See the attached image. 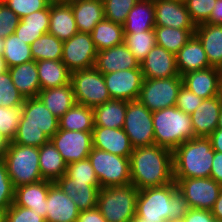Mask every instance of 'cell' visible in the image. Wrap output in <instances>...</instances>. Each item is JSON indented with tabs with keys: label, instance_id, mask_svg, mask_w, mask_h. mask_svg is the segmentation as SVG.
<instances>
[{
	"label": "cell",
	"instance_id": "7a4b0ae2",
	"mask_svg": "<svg viewBox=\"0 0 222 222\" xmlns=\"http://www.w3.org/2000/svg\"><path fill=\"white\" fill-rule=\"evenodd\" d=\"M188 200L176 182L161 187L139 190L136 216L149 222L183 220L190 210Z\"/></svg>",
	"mask_w": 222,
	"mask_h": 222
},
{
	"label": "cell",
	"instance_id": "2644e50d",
	"mask_svg": "<svg viewBox=\"0 0 222 222\" xmlns=\"http://www.w3.org/2000/svg\"><path fill=\"white\" fill-rule=\"evenodd\" d=\"M172 1H177V2H182V3L186 2V0H172Z\"/></svg>",
	"mask_w": 222,
	"mask_h": 222
},
{
	"label": "cell",
	"instance_id": "be15d7a7",
	"mask_svg": "<svg viewBox=\"0 0 222 222\" xmlns=\"http://www.w3.org/2000/svg\"><path fill=\"white\" fill-rule=\"evenodd\" d=\"M7 209L0 208V222H6Z\"/></svg>",
	"mask_w": 222,
	"mask_h": 222
},
{
	"label": "cell",
	"instance_id": "d6a6232c",
	"mask_svg": "<svg viewBox=\"0 0 222 222\" xmlns=\"http://www.w3.org/2000/svg\"><path fill=\"white\" fill-rule=\"evenodd\" d=\"M38 97L58 119L76 103L71 83L40 90Z\"/></svg>",
	"mask_w": 222,
	"mask_h": 222
},
{
	"label": "cell",
	"instance_id": "d590c367",
	"mask_svg": "<svg viewBox=\"0 0 222 222\" xmlns=\"http://www.w3.org/2000/svg\"><path fill=\"white\" fill-rule=\"evenodd\" d=\"M59 129L92 132L94 128L93 108L75 103L59 118Z\"/></svg>",
	"mask_w": 222,
	"mask_h": 222
},
{
	"label": "cell",
	"instance_id": "9a60e30c",
	"mask_svg": "<svg viewBox=\"0 0 222 222\" xmlns=\"http://www.w3.org/2000/svg\"><path fill=\"white\" fill-rule=\"evenodd\" d=\"M59 119L44 105L39 97L26 98L18 126L40 128L49 138L59 130Z\"/></svg>",
	"mask_w": 222,
	"mask_h": 222
},
{
	"label": "cell",
	"instance_id": "ffe728a7",
	"mask_svg": "<svg viewBox=\"0 0 222 222\" xmlns=\"http://www.w3.org/2000/svg\"><path fill=\"white\" fill-rule=\"evenodd\" d=\"M94 67L102 74L141 68L140 62L124 43L98 51Z\"/></svg>",
	"mask_w": 222,
	"mask_h": 222
},
{
	"label": "cell",
	"instance_id": "94428289",
	"mask_svg": "<svg viewBox=\"0 0 222 222\" xmlns=\"http://www.w3.org/2000/svg\"><path fill=\"white\" fill-rule=\"evenodd\" d=\"M10 140L4 136L0 131V159L3 158L5 152L8 149Z\"/></svg>",
	"mask_w": 222,
	"mask_h": 222
},
{
	"label": "cell",
	"instance_id": "e0dca14e",
	"mask_svg": "<svg viewBox=\"0 0 222 222\" xmlns=\"http://www.w3.org/2000/svg\"><path fill=\"white\" fill-rule=\"evenodd\" d=\"M46 222H76L80 211L76 203L53 182L47 194Z\"/></svg>",
	"mask_w": 222,
	"mask_h": 222
},
{
	"label": "cell",
	"instance_id": "6125c7cd",
	"mask_svg": "<svg viewBox=\"0 0 222 222\" xmlns=\"http://www.w3.org/2000/svg\"><path fill=\"white\" fill-rule=\"evenodd\" d=\"M8 70L6 62L4 61L3 57H0V73H3Z\"/></svg>",
	"mask_w": 222,
	"mask_h": 222
},
{
	"label": "cell",
	"instance_id": "836d02e7",
	"mask_svg": "<svg viewBox=\"0 0 222 222\" xmlns=\"http://www.w3.org/2000/svg\"><path fill=\"white\" fill-rule=\"evenodd\" d=\"M39 168L42 178L52 182L66 173L67 164L50 140L39 147Z\"/></svg>",
	"mask_w": 222,
	"mask_h": 222
},
{
	"label": "cell",
	"instance_id": "7c38bea8",
	"mask_svg": "<svg viewBox=\"0 0 222 222\" xmlns=\"http://www.w3.org/2000/svg\"><path fill=\"white\" fill-rule=\"evenodd\" d=\"M97 53L91 34L77 32L69 40L63 41L61 61L72 73L77 70L93 68Z\"/></svg>",
	"mask_w": 222,
	"mask_h": 222
},
{
	"label": "cell",
	"instance_id": "ab89813d",
	"mask_svg": "<svg viewBox=\"0 0 222 222\" xmlns=\"http://www.w3.org/2000/svg\"><path fill=\"white\" fill-rule=\"evenodd\" d=\"M31 55L34 61L61 60L63 55V41L50 33L37 38L31 45Z\"/></svg>",
	"mask_w": 222,
	"mask_h": 222
},
{
	"label": "cell",
	"instance_id": "ee69618b",
	"mask_svg": "<svg viewBox=\"0 0 222 222\" xmlns=\"http://www.w3.org/2000/svg\"><path fill=\"white\" fill-rule=\"evenodd\" d=\"M22 116V105L11 108L0 106V131L10 141L16 135Z\"/></svg>",
	"mask_w": 222,
	"mask_h": 222
},
{
	"label": "cell",
	"instance_id": "753ad0ef",
	"mask_svg": "<svg viewBox=\"0 0 222 222\" xmlns=\"http://www.w3.org/2000/svg\"><path fill=\"white\" fill-rule=\"evenodd\" d=\"M214 222H222V220H216V219H215Z\"/></svg>",
	"mask_w": 222,
	"mask_h": 222
},
{
	"label": "cell",
	"instance_id": "003e7915",
	"mask_svg": "<svg viewBox=\"0 0 222 222\" xmlns=\"http://www.w3.org/2000/svg\"><path fill=\"white\" fill-rule=\"evenodd\" d=\"M129 222H149V221H145L142 218L135 215Z\"/></svg>",
	"mask_w": 222,
	"mask_h": 222
},
{
	"label": "cell",
	"instance_id": "b9f144b4",
	"mask_svg": "<svg viewBox=\"0 0 222 222\" xmlns=\"http://www.w3.org/2000/svg\"><path fill=\"white\" fill-rule=\"evenodd\" d=\"M24 100L13 84L9 70L0 73V106L11 108L23 105Z\"/></svg>",
	"mask_w": 222,
	"mask_h": 222
},
{
	"label": "cell",
	"instance_id": "1f68e13d",
	"mask_svg": "<svg viewBox=\"0 0 222 222\" xmlns=\"http://www.w3.org/2000/svg\"><path fill=\"white\" fill-rule=\"evenodd\" d=\"M36 63L41 90L70 83L71 72L61 60H40Z\"/></svg>",
	"mask_w": 222,
	"mask_h": 222
},
{
	"label": "cell",
	"instance_id": "680465c9",
	"mask_svg": "<svg viewBox=\"0 0 222 222\" xmlns=\"http://www.w3.org/2000/svg\"><path fill=\"white\" fill-rule=\"evenodd\" d=\"M212 149L216 152H222V129H216L209 137Z\"/></svg>",
	"mask_w": 222,
	"mask_h": 222
},
{
	"label": "cell",
	"instance_id": "cb8c5ba5",
	"mask_svg": "<svg viewBox=\"0 0 222 222\" xmlns=\"http://www.w3.org/2000/svg\"><path fill=\"white\" fill-rule=\"evenodd\" d=\"M52 181L42 180L33 184L20 185L15 188L14 204L32 209L46 218L47 194Z\"/></svg>",
	"mask_w": 222,
	"mask_h": 222
},
{
	"label": "cell",
	"instance_id": "4fadbf2b",
	"mask_svg": "<svg viewBox=\"0 0 222 222\" xmlns=\"http://www.w3.org/2000/svg\"><path fill=\"white\" fill-rule=\"evenodd\" d=\"M50 141L67 165L88 158L93 147L92 132L59 129Z\"/></svg>",
	"mask_w": 222,
	"mask_h": 222
},
{
	"label": "cell",
	"instance_id": "89a4df30",
	"mask_svg": "<svg viewBox=\"0 0 222 222\" xmlns=\"http://www.w3.org/2000/svg\"><path fill=\"white\" fill-rule=\"evenodd\" d=\"M219 98L222 103V77H221L220 84H219Z\"/></svg>",
	"mask_w": 222,
	"mask_h": 222
},
{
	"label": "cell",
	"instance_id": "f1b7e54d",
	"mask_svg": "<svg viewBox=\"0 0 222 222\" xmlns=\"http://www.w3.org/2000/svg\"><path fill=\"white\" fill-rule=\"evenodd\" d=\"M8 70L14 86L24 99L38 97L41 87L36 61L32 60Z\"/></svg>",
	"mask_w": 222,
	"mask_h": 222
},
{
	"label": "cell",
	"instance_id": "11a10c76",
	"mask_svg": "<svg viewBox=\"0 0 222 222\" xmlns=\"http://www.w3.org/2000/svg\"><path fill=\"white\" fill-rule=\"evenodd\" d=\"M210 178L222 185V152L214 151Z\"/></svg>",
	"mask_w": 222,
	"mask_h": 222
},
{
	"label": "cell",
	"instance_id": "816d5d0a",
	"mask_svg": "<svg viewBox=\"0 0 222 222\" xmlns=\"http://www.w3.org/2000/svg\"><path fill=\"white\" fill-rule=\"evenodd\" d=\"M20 17L9 9L4 2H0V38L5 39L15 32Z\"/></svg>",
	"mask_w": 222,
	"mask_h": 222
},
{
	"label": "cell",
	"instance_id": "484cf974",
	"mask_svg": "<svg viewBox=\"0 0 222 222\" xmlns=\"http://www.w3.org/2000/svg\"><path fill=\"white\" fill-rule=\"evenodd\" d=\"M78 32L70 4L50 3V21L48 33L61 41L69 40Z\"/></svg>",
	"mask_w": 222,
	"mask_h": 222
},
{
	"label": "cell",
	"instance_id": "30bf717a",
	"mask_svg": "<svg viewBox=\"0 0 222 222\" xmlns=\"http://www.w3.org/2000/svg\"><path fill=\"white\" fill-rule=\"evenodd\" d=\"M123 129L133 148L155 144L152 112L139 100L127 101Z\"/></svg>",
	"mask_w": 222,
	"mask_h": 222
},
{
	"label": "cell",
	"instance_id": "5b68a950",
	"mask_svg": "<svg viewBox=\"0 0 222 222\" xmlns=\"http://www.w3.org/2000/svg\"><path fill=\"white\" fill-rule=\"evenodd\" d=\"M14 188L44 180L39 168V148L9 142L3 158Z\"/></svg>",
	"mask_w": 222,
	"mask_h": 222
},
{
	"label": "cell",
	"instance_id": "8fae6325",
	"mask_svg": "<svg viewBox=\"0 0 222 222\" xmlns=\"http://www.w3.org/2000/svg\"><path fill=\"white\" fill-rule=\"evenodd\" d=\"M174 181L193 209L211 211L222 189V185L210 177L174 178Z\"/></svg>",
	"mask_w": 222,
	"mask_h": 222
},
{
	"label": "cell",
	"instance_id": "74e56055",
	"mask_svg": "<svg viewBox=\"0 0 222 222\" xmlns=\"http://www.w3.org/2000/svg\"><path fill=\"white\" fill-rule=\"evenodd\" d=\"M195 30L155 26L156 45L176 54L194 35Z\"/></svg>",
	"mask_w": 222,
	"mask_h": 222
},
{
	"label": "cell",
	"instance_id": "4dcf8cb0",
	"mask_svg": "<svg viewBox=\"0 0 222 222\" xmlns=\"http://www.w3.org/2000/svg\"><path fill=\"white\" fill-rule=\"evenodd\" d=\"M155 9L153 0H139L127 15L124 33L154 30Z\"/></svg>",
	"mask_w": 222,
	"mask_h": 222
},
{
	"label": "cell",
	"instance_id": "e7e4bbea",
	"mask_svg": "<svg viewBox=\"0 0 222 222\" xmlns=\"http://www.w3.org/2000/svg\"><path fill=\"white\" fill-rule=\"evenodd\" d=\"M217 129H222V107H221V110H220V113H219Z\"/></svg>",
	"mask_w": 222,
	"mask_h": 222
},
{
	"label": "cell",
	"instance_id": "44dd1931",
	"mask_svg": "<svg viewBox=\"0 0 222 222\" xmlns=\"http://www.w3.org/2000/svg\"><path fill=\"white\" fill-rule=\"evenodd\" d=\"M222 73L219 68L209 67L182 75L183 86L202 99L219 95Z\"/></svg>",
	"mask_w": 222,
	"mask_h": 222
},
{
	"label": "cell",
	"instance_id": "5bb4252c",
	"mask_svg": "<svg viewBox=\"0 0 222 222\" xmlns=\"http://www.w3.org/2000/svg\"><path fill=\"white\" fill-rule=\"evenodd\" d=\"M103 76L111 99L138 100L144 79L141 68L115 71Z\"/></svg>",
	"mask_w": 222,
	"mask_h": 222
},
{
	"label": "cell",
	"instance_id": "60d3db41",
	"mask_svg": "<svg viewBox=\"0 0 222 222\" xmlns=\"http://www.w3.org/2000/svg\"><path fill=\"white\" fill-rule=\"evenodd\" d=\"M124 44L141 63L156 45L154 30L124 33Z\"/></svg>",
	"mask_w": 222,
	"mask_h": 222
},
{
	"label": "cell",
	"instance_id": "7bdbcfd3",
	"mask_svg": "<svg viewBox=\"0 0 222 222\" xmlns=\"http://www.w3.org/2000/svg\"><path fill=\"white\" fill-rule=\"evenodd\" d=\"M139 0H103L105 18L123 25L127 15Z\"/></svg>",
	"mask_w": 222,
	"mask_h": 222
},
{
	"label": "cell",
	"instance_id": "db71d44e",
	"mask_svg": "<svg viewBox=\"0 0 222 222\" xmlns=\"http://www.w3.org/2000/svg\"><path fill=\"white\" fill-rule=\"evenodd\" d=\"M215 218L209 210L191 208L184 216V222H214Z\"/></svg>",
	"mask_w": 222,
	"mask_h": 222
},
{
	"label": "cell",
	"instance_id": "ba28073f",
	"mask_svg": "<svg viewBox=\"0 0 222 222\" xmlns=\"http://www.w3.org/2000/svg\"><path fill=\"white\" fill-rule=\"evenodd\" d=\"M75 102L90 108L111 100L104 76L95 67L71 73Z\"/></svg>",
	"mask_w": 222,
	"mask_h": 222
},
{
	"label": "cell",
	"instance_id": "52a82bcc",
	"mask_svg": "<svg viewBox=\"0 0 222 222\" xmlns=\"http://www.w3.org/2000/svg\"><path fill=\"white\" fill-rule=\"evenodd\" d=\"M88 159L96 173L100 188L131 184L130 162L128 157H122L92 147Z\"/></svg>",
	"mask_w": 222,
	"mask_h": 222
},
{
	"label": "cell",
	"instance_id": "2e32d148",
	"mask_svg": "<svg viewBox=\"0 0 222 222\" xmlns=\"http://www.w3.org/2000/svg\"><path fill=\"white\" fill-rule=\"evenodd\" d=\"M144 79H158L178 76L175 54L155 45L140 63Z\"/></svg>",
	"mask_w": 222,
	"mask_h": 222
},
{
	"label": "cell",
	"instance_id": "f5cc1de1",
	"mask_svg": "<svg viewBox=\"0 0 222 222\" xmlns=\"http://www.w3.org/2000/svg\"><path fill=\"white\" fill-rule=\"evenodd\" d=\"M203 99L182 85L179 90L176 107L186 114H191L200 106Z\"/></svg>",
	"mask_w": 222,
	"mask_h": 222
},
{
	"label": "cell",
	"instance_id": "9f6ffc18",
	"mask_svg": "<svg viewBox=\"0 0 222 222\" xmlns=\"http://www.w3.org/2000/svg\"><path fill=\"white\" fill-rule=\"evenodd\" d=\"M76 222H107L101 212L97 209L82 211Z\"/></svg>",
	"mask_w": 222,
	"mask_h": 222
},
{
	"label": "cell",
	"instance_id": "6f0895ef",
	"mask_svg": "<svg viewBox=\"0 0 222 222\" xmlns=\"http://www.w3.org/2000/svg\"><path fill=\"white\" fill-rule=\"evenodd\" d=\"M206 23L222 25V0L216 1L214 8L211 11L210 17Z\"/></svg>",
	"mask_w": 222,
	"mask_h": 222
},
{
	"label": "cell",
	"instance_id": "4316f807",
	"mask_svg": "<svg viewBox=\"0 0 222 222\" xmlns=\"http://www.w3.org/2000/svg\"><path fill=\"white\" fill-rule=\"evenodd\" d=\"M69 4L78 32L91 33L94 27L105 18L103 0H75Z\"/></svg>",
	"mask_w": 222,
	"mask_h": 222
},
{
	"label": "cell",
	"instance_id": "f35d334b",
	"mask_svg": "<svg viewBox=\"0 0 222 222\" xmlns=\"http://www.w3.org/2000/svg\"><path fill=\"white\" fill-rule=\"evenodd\" d=\"M2 57L8 68L33 60L30 45L13 33L4 39Z\"/></svg>",
	"mask_w": 222,
	"mask_h": 222
},
{
	"label": "cell",
	"instance_id": "f6af8a7d",
	"mask_svg": "<svg viewBox=\"0 0 222 222\" xmlns=\"http://www.w3.org/2000/svg\"><path fill=\"white\" fill-rule=\"evenodd\" d=\"M65 175L76 181L87 182L89 185H100L88 158L68 164Z\"/></svg>",
	"mask_w": 222,
	"mask_h": 222
},
{
	"label": "cell",
	"instance_id": "7402d4cb",
	"mask_svg": "<svg viewBox=\"0 0 222 222\" xmlns=\"http://www.w3.org/2000/svg\"><path fill=\"white\" fill-rule=\"evenodd\" d=\"M55 183L76 203L80 212L96 208L100 185L76 181L65 174Z\"/></svg>",
	"mask_w": 222,
	"mask_h": 222
},
{
	"label": "cell",
	"instance_id": "d6986e66",
	"mask_svg": "<svg viewBox=\"0 0 222 222\" xmlns=\"http://www.w3.org/2000/svg\"><path fill=\"white\" fill-rule=\"evenodd\" d=\"M155 26L179 29H196L185 3L172 0H153Z\"/></svg>",
	"mask_w": 222,
	"mask_h": 222
},
{
	"label": "cell",
	"instance_id": "6da1fadb",
	"mask_svg": "<svg viewBox=\"0 0 222 222\" xmlns=\"http://www.w3.org/2000/svg\"><path fill=\"white\" fill-rule=\"evenodd\" d=\"M131 184L138 190L174 182L173 151L157 144L136 147L129 157Z\"/></svg>",
	"mask_w": 222,
	"mask_h": 222
},
{
	"label": "cell",
	"instance_id": "603a6c76",
	"mask_svg": "<svg viewBox=\"0 0 222 222\" xmlns=\"http://www.w3.org/2000/svg\"><path fill=\"white\" fill-rule=\"evenodd\" d=\"M222 107L219 95L203 99L202 103L190 114L196 137H209L216 129Z\"/></svg>",
	"mask_w": 222,
	"mask_h": 222
},
{
	"label": "cell",
	"instance_id": "d4e9b609",
	"mask_svg": "<svg viewBox=\"0 0 222 222\" xmlns=\"http://www.w3.org/2000/svg\"><path fill=\"white\" fill-rule=\"evenodd\" d=\"M179 75L211 67L202 43L193 35L175 54Z\"/></svg>",
	"mask_w": 222,
	"mask_h": 222
},
{
	"label": "cell",
	"instance_id": "83f0119b",
	"mask_svg": "<svg viewBox=\"0 0 222 222\" xmlns=\"http://www.w3.org/2000/svg\"><path fill=\"white\" fill-rule=\"evenodd\" d=\"M194 35L202 43L211 67L222 66V25L200 24L196 26Z\"/></svg>",
	"mask_w": 222,
	"mask_h": 222
},
{
	"label": "cell",
	"instance_id": "bcb514c9",
	"mask_svg": "<svg viewBox=\"0 0 222 222\" xmlns=\"http://www.w3.org/2000/svg\"><path fill=\"white\" fill-rule=\"evenodd\" d=\"M49 140L50 138L38 127L18 126L12 142L23 146H34L39 148Z\"/></svg>",
	"mask_w": 222,
	"mask_h": 222
},
{
	"label": "cell",
	"instance_id": "7dc6e473",
	"mask_svg": "<svg viewBox=\"0 0 222 222\" xmlns=\"http://www.w3.org/2000/svg\"><path fill=\"white\" fill-rule=\"evenodd\" d=\"M217 0H186L185 5L195 26L204 24L210 17Z\"/></svg>",
	"mask_w": 222,
	"mask_h": 222
},
{
	"label": "cell",
	"instance_id": "8c879c8a",
	"mask_svg": "<svg viewBox=\"0 0 222 222\" xmlns=\"http://www.w3.org/2000/svg\"><path fill=\"white\" fill-rule=\"evenodd\" d=\"M169 222H184L183 220H175V221H169Z\"/></svg>",
	"mask_w": 222,
	"mask_h": 222
},
{
	"label": "cell",
	"instance_id": "c3c4849f",
	"mask_svg": "<svg viewBox=\"0 0 222 222\" xmlns=\"http://www.w3.org/2000/svg\"><path fill=\"white\" fill-rule=\"evenodd\" d=\"M6 6L21 18L33 12L46 9L50 5V0H4Z\"/></svg>",
	"mask_w": 222,
	"mask_h": 222
},
{
	"label": "cell",
	"instance_id": "681fc988",
	"mask_svg": "<svg viewBox=\"0 0 222 222\" xmlns=\"http://www.w3.org/2000/svg\"><path fill=\"white\" fill-rule=\"evenodd\" d=\"M15 188L3 159H0V208L8 209L14 203Z\"/></svg>",
	"mask_w": 222,
	"mask_h": 222
},
{
	"label": "cell",
	"instance_id": "9c48e42d",
	"mask_svg": "<svg viewBox=\"0 0 222 222\" xmlns=\"http://www.w3.org/2000/svg\"><path fill=\"white\" fill-rule=\"evenodd\" d=\"M182 76L143 79L138 100L151 112L176 106Z\"/></svg>",
	"mask_w": 222,
	"mask_h": 222
},
{
	"label": "cell",
	"instance_id": "3957f363",
	"mask_svg": "<svg viewBox=\"0 0 222 222\" xmlns=\"http://www.w3.org/2000/svg\"><path fill=\"white\" fill-rule=\"evenodd\" d=\"M214 150L208 137H196L173 151L174 178L210 177Z\"/></svg>",
	"mask_w": 222,
	"mask_h": 222
},
{
	"label": "cell",
	"instance_id": "8d00e7d4",
	"mask_svg": "<svg viewBox=\"0 0 222 222\" xmlns=\"http://www.w3.org/2000/svg\"><path fill=\"white\" fill-rule=\"evenodd\" d=\"M97 51L124 43L123 25L104 18L90 33Z\"/></svg>",
	"mask_w": 222,
	"mask_h": 222
},
{
	"label": "cell",
	"instance_id": "f546056e",
	"mask_svg": "<svg viewBox=\"0 0 222 222\" xmlns=\"http://www.w3.org/2000/svg\"><path fill=\"white\" fill-rule=\"evenodd\" d=\"M49 21L50 5L46 9L33 12L21 18L14 33L18 38L31 45L37 38L48 33Z\"/></svg>",
	"mask_w": 222,
	"mask_h": 222
},
{
	"label": "cell",
	"instance_id": "91938a15",
	"mask_svg": "<svg viewBox=\"0 0 222 222\" xmlns=\"http://www.w3.org/2000/svg\"><path fill=\"white\" fill-rule=\"evenodd\" d=\"M211 212L216 220H222V189L220 190L218 199L215 201Z\"/></svg>",
	"mask_w": 222,
	"mask_h": 222
},
{
	"label": "cell",
	"instance_id": "f907efd6",
	"mask_svg": "<svg viewBox=\"0 0 222 222\" xmlns=\"http://www.w3.org/2000/svg\"><path fill=\"white\" fill-rule=\"evenodd\" d=\"M6 222H46V220L32 209L17 206L13 203L7 209Z\"/></svg>",
	"mask_w": 222,
	"mask_h": 222
},
{
	"label": "cell",
	"instance_id": "e575fe53",
	"mask_svg": "<svg viewBox=\"0 0 222 222\" xmlns=\"http://www.w3.org/2000/svg\"><path fill=\"white\" fill-rule=\"evenodd\" d=\"M127 101L111 99L93 108L94 126L123 128Z\"/></svg>",
	"mask_w": 222,
	"mask_h": 222
},
{
	"label": "cell",
	"instance_id": "277c9868",
	"mask_svg": "<svg viewBox=\"0 0 222 222\" xmlns=\"http://www.w3.org/2000/svg\"><path fill=\"white\" fill-rule=\"evenodd\" d=\"M155 144L174 151L182 143L196 138L190 114L176 106L152 112Z\"/></svg>",
	"mask_w": 222,
	"mask_h": 222
},
{
	"label": "cell",
	"instance_id": "a7ac6f4b",
	"mask_svg": "<svg viewBox=\"0 0 222 222\" xmlns=\"http://www.w3.org/2000/svg\"><path fill=\"white\" fill-rule=\"evenodd\" d=\"M3 49H4V39L0 38V57H2Z\"/></svg>",
	"mask_w": 222,
	"mask_h": 222
},
{
	"label": "cell",
	"instance_id": "8992f818",
	"mask_svg": "<svg viewBox=\"0 0 222 222\" xmlns=\"http://www.w3.org/2000/svg\"><path fill=\"white\" fill-rule=\"evenodd\" d=\"M138 192L133 184L102 187L96 208L107 222H129L136 215Z\"/></svg>",
	"mask_w": 222,
	"mask_h": 222
},
{
	"label": "cell",
	"instance_id": "03108f58",
	"mask_svg": "<svg viewBox=\"0 0 222 222\" xmlns=\"http://www.w3.org/2000/svg\"><path fill=\"white\" fill-rule=\"evenodd\" d=\"M74 1L75 0H50V2H52V3H66V4H69Z\"/></svg>",
	"mask_w": 222,
	"mask_h": 222
},
{
	"label": "cell",
	"instance_id": "ac0fdd59",
	"mask_svg": "<svg viewBox=\"0 0 222 222\" xmlns=\"http://www.w3.org/2000/svg\"><path fill=\"white\" fill-rule=\"evenodd\" d=\"M92 145L96 149L128 158L134 149L123 128L94 126Z\"/></svg>",
	"mask_w": 222,
	"mask_h": 222
}]
</instances>
